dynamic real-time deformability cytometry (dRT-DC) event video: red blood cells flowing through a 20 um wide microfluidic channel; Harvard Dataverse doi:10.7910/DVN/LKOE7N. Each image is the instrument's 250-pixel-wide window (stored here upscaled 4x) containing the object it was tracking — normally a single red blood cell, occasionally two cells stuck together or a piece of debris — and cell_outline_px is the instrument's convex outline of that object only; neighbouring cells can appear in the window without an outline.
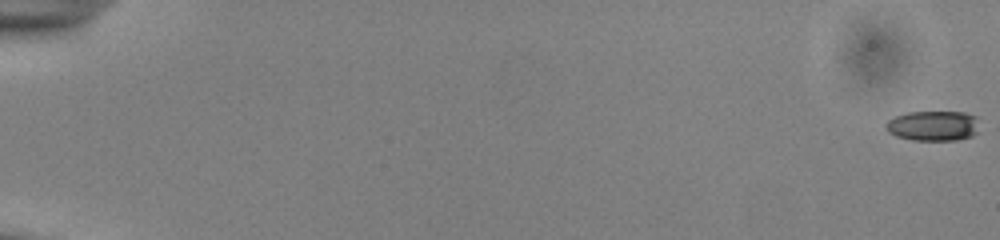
{"species": "common noctule bat (a hibernating species)", "species_latin": "Nyctalus noctula", "temperature_condition": "cold", "stored_images_in_passage": 55, "camera_frame_rate_fps": 3000, "um_per_image_px": 0.085, "animal": {"sex": "male", "body_mass_g": 13.0, "forearm_length_mm": 53.1}, "frame": {"image": 1, "passage_image": 1, "time_ms": 0.0, "image_size_px": [1000, 240], "cell_outline_px": [[976, 132], [972, 136], [956, 140], [912, 140], [896, 136], [888, 132], [884, 128], [884, 124], [888, 120], [896, 116], [908, 112], [964, 112], [976, 116]], "centroid_in_image_um": [79.26, 10.69], "position_along_channel_um": 5.7, "area_um2": 16.36}}
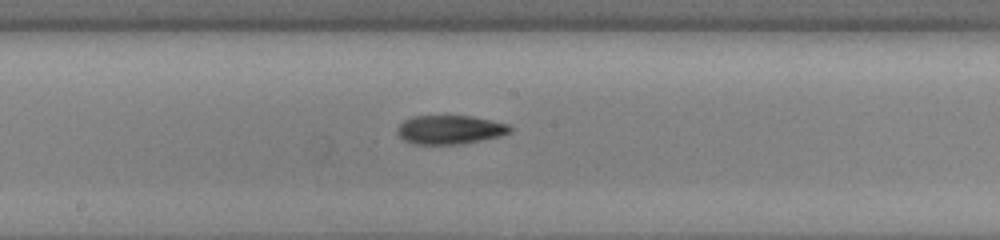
{"frame": {"image": 2, "passage_image": 32, "time_ms": 10.333, "image_size_px": [1000, 240], "cell_outline_px": [[512, 132], [500, 136], [460, 144], [416, 144], [404, 140], [396, 132], [396, 128], [404, 120], [412, 116], [472, 116], [492, 120], [508, 124], [512, 128]], "centroid_in_image_um": [38.24, 11.02], "position_along_channel_um": 210.0, "area_um2": 18.96}}
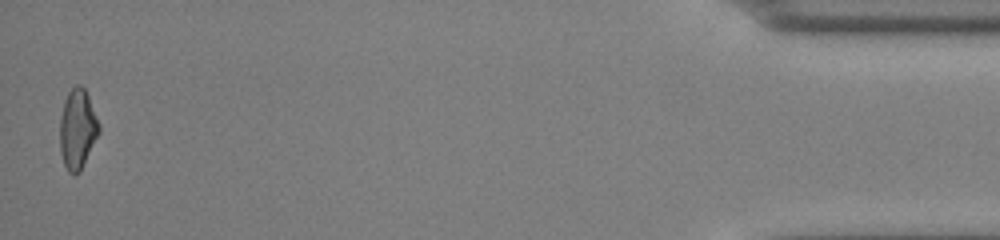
{"frame": {"image": 3, "passage_image": 55, "time_ms": 18.0, "image_size_px": [1000, 240], "cell_outline_px": [[100, 132], [80, 172], [76, 176], [68, 172], [64, 164], [60, 152], [60, 120], [64, 100], [68, 92], [76, 84], [80, 84], [84, 88], [88, 96], [100, 124]], "centroid_in_image_um": [6.59, 10.99], "position_along_channel_um": 428.6, "area_um2": 18.32}, "authors_computed_cell_mechanics": {"area_um2": 18.3226, "velocity_mm_per_s": 3.9181, "shape_relaxation_time_tau1_ms": null, "shape_relaxation_time_tau2_ms": 8.1091, "deformation_change_tau1": null, "deformation_change_tau2": 0.1794}}